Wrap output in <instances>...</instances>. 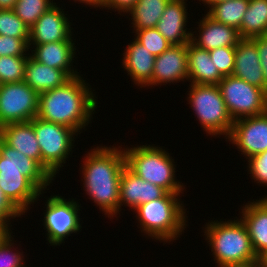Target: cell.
I'll list each match as a JSON object with an SVG mask.
<instances>
[{
    "label": "cell",
    "mask_w": 267,
    "mask_h": 267,
    "mask_svg": "<svg viewBox=\"0 0 267 267\" xmlns=\"http://www.w3.org/2000/svg\"><path fill=\"white\" fill-rule=\"evenodd\" d=\"M170 0H138L128 12L133 31L156 27Z\"/></svg>",
    "instance_id": "4316f807"
},
{
    "label": "cell",
    "mask_w": 267,
    "mask_h": 267,
    "mask_svg": "<svg viewBox=\"0 0 267 267\" xmlns=\"http://www.w3.org/2000/svg\"><path fill=\"white\" fill-rule=\"evenodd\" d=\"M241 39L267 35V0H250L238 31Z\"/></svg>",
    "instance_id": "484cf974"
},
{
    "label": "cell",
    "mask_w": 267,
    "mask_h": 267,
    "mask_svg": "<svg viewBox=\"0 0 267 267\" xmlns=\"http://www.w3.org/2000/svg\"><path fill=\"white\" fill-rule=\"evenodd\" d=\"M265 264L266 262L263 259H257L245 263L221 265L218 267H263Z\"/></svg>",
    "instance_id": "ab89813d"
},
{
    "label": "cell",
    "mask_w": 267,
    "mask_h": 267,
    "mask_svg": "<svg viewBox=\"0 0 267 267\" xmlns=\"http://www.w3.org/2000/svg\"><path fill=\"white\" fill-rule=\"evenodd\" d=\"M71 77L61 69H54L34 60L30 55L26 60L24 82L38 94L64 85Z\"/></svg>",
    "instance_id": "cb8c5ba5"
},
{
    "label": "cell",
    "mask_w": 267,
    "mask_h": 267,
    "mask_svg": "<svg viewBox=\"0 0 267 267\" xmlns=\"http://www.w3.org/2000/svg\"><path fill=\"white\" fill-rule=\"evenodd\" d=\"M132 41L125 47L122 66L135 85L140 88L151 86L155 56L135 38Z\"/></svg>",
    "instance_id": "ffe728a7"
},
{
    "label": "cell",
    "mask_w": 267,
    "mask_h": 267,
    "mask_svg": "<svg viewBox=\"0 0 267 267\" xmlns=\"http://www.w3.org/2000/svg\"><path fill=\"white\" fill-rule=\"evenodd\" d=\"M228 141L246 159L267 150V112L234 121Z\"/></svg>",
    "instance_id": "8fae6325"
},
{
    "label": "cell",
    "mask_w": 267,
    "mask_h": 267,
    "mask_svg": "<svg viewBox=\"0 0 267 267\" xmlns=\"http://www.w3.org/2000/svg\"><path fill=\"white\" fill-rule=\"evenodd\" d=\"M27 58L28 56H0V82H22Z\"/></svg>",
    "instance_id": "f546056e"
},
{
    "label": "cell",
    "mask_w": 267,
    "mask_h": 267,
    "mask_svg": "<svg viewBox=\"0 0 267 267\" xmlns=\"http://www.w3.org/2000/svg\"><path fill=\"white\" fill-rule=\"evenodd\" d=\"M82 78L72 77L64 85L39 94L37 117L80 134L92 120L98 104L91 86Z\"/></svg>",
    "instance_id": "7a4b0ae2"
},
{
    "label": "cell",
    "mask_w": 267,
    "mask_h": 267,
    "mask_svg": "<svg viewBox=\"0 0 267 267\" xmlns=\"http://www.w3.org/2000/svg\"><path fill=\"white\" fill-rule=\"evenodd\" d=\"M28 49L29 39L0 35V56H29L30 51Z\"/></svg>",
    "instance_id": "836d02e7"
},
{
    "label": "cell",
    "mask_w": 267,
    "mask_h": 267,
    "mask_svg": "<svg viewBox=\"0 0 267 267\" xmlns=\"http://www.w3.org/2000/svg\"><path fill=\"white\" fill-rule=\"evenodd\" d=\"M209 54L223 77L232 75L235 66V46L219 47L209 51Z\"/></svg>",
    "instance_id": "d6a6232c"
},
{
    "label": "cell",
    "mask_w": 267,
    "mask_h": 267,
    "mask_svg": "<svg viewBox=\"0 0 267 267\" xmlns=\"http://www.w3.org/2000/svg\"><path fill=\"white\" fill-rule=\"evenodd\" d=\"M232 75L266 91L257 46L251 39H241L235 46V66Z\"/></svg>",
    "instance_id": "44dd1931"
},
{
    "label": "cell",
    "mask_w": 267,
    "mask_h": 267,
    "mask_svg": "<svg viewBox=\"0 0 267 267\" xmlns=\"http://www.w3.org/2000/svg\"><path fill=\"white\" fill-rule=\"evenodd\" d=\"M9 227V224L0 222V245L12 235Z\"/></svg>",
    "instance_id": "60d3db41"
},
{
    "label": "cell",
    "mask_w": 267,
    "mask_h": 267,
    "mask_svg": "<svg viewBox=\"0 0 267 267\" xmlns=\"http://www.w3.org/2000/svg\"><path fill=\"white\" fill-rule=\"evenodd\" d=\"M0 172L21 173L42 193L55 180L36 160L23 155L0 139Z\"/></svg>",
    "instance_id": "7c38bea8"
},
{
    "label": "cell",
    "mask_w": 267,
    "mask_h": 267,
    "mask_svg": "<svg viewBox=\"0 0 267 267\" xmlns=\"http://www.w3.org/2000/svg\"><path fill=\"white\" fill-rule=\"evenodd\" d=\"M2 126L0 125V139H1Z\"/></svg>",
    "instance_id": "f6af8a7d"
},
{
    "label": "cell",
    "mask_w": 267,
    "mask_h": 267,
    "mask_svg": "<svg viewBox=\"0 0 267 267\" xmlns=\"http://www.w3.org/2000/svg\"><path fill=\"white\" fill-rule=\"evenodd\" d=\"M75 47L74 41L29 44V49H33H30L32 52L30 56L34 60L51 68L64 70L71 78L79 75V72L71 67L75 60L73 59L76 54Z\"/></svg>",
    "instance_id": "ac0fdd59"
},
{
    "label": "cell",
    "mask_w": 267,
    "mask_h": 267,
    "mask_svg": "<svg viewBox=\"0 0 267 267\" xmlns=\"http://www.w3.org/2000/svg\"><path fill=\"white\" fill-rule=\"evenodd\" d=\"M0 188L7 198L24 214L38 201L42 192L21 173L0 172Z\"/></svg>",
    "instance_id": "7402d4cb"
},
{
    "label": "cell",
    "mask_w": 267,
    "mask_h": 267,
    "mask_svg": "<svg viewBox=\"0 0 267 267\" xmlns=\"http://www.w3.org/2000/svg\"><path fill=\"white\" fill-rule=\"evenodd\" d=\"M204 237L217 266L245 263L259 259L252 247L247 228L241 219L209 221Z\"/></svg>",
    "instance_id": "277c9868"
},
{
    "label": "cell",
    "mask_w": 267,
    "mask_h": 267,
    "mask_svg": "<svg viewBox=\"0 0 267 267\" xmlns=\"http://www.w3.org/2000/svg\"><path fill=\"white\" fill-rule=\"evenodd\" d=\"M30 123L39 143L42 167L56 179V174L71 155L75 146V135L78 134L69 127L42 120L37 116Z\"/></svg>",
    "instance_id": "52a82bcc"
},
{
    "label": "cell",
    "mask_w": 267,
    "mask_h": 267,
    "mask_svg": "<svg viewBox=\"0 0 267 267\" xmlns=\"http://www.w3.org/2000/svg\"><path fill=\"white\" fill-rule=\"evenodd\" d=\"M250 0H229L213 5L207 14L215 21L240 30Z\"/></svg>",
    "instance_id": "83f0119b"
},
{
    "label": "cell",
    "mask_w": 267,
    "mask_h": 267,
    "mask_svg": "<svg viewBox=\"0 0 267 267\" xmlns=\"http://www.w3.org/2000/svg\"><path fill=\"white\" fill-rule=\"evenodd\" d=\"M251 40L257 46V51L259 54L260 64L265 78L267 92V35L253 37L251 38Z\"/></svg>",
    "instance_id": "74e56055"
},
{
    "label": "cell",
    "mask_w": 267,
    "mask_h": 267,
    "mask_svg": "<svg viewBox=\"0 0 267 267\" xmlns=\"http://www.w3.org/2000/svg\"><path fill=\"white\" fill-rule=\"evenodd\" d=\"M249 202L242 207L240 219L247 228L256 256L265 260L267 258V195Z\"/></svg>",
    "instance_id": "9a60e30c"
},
{
    "label": "cell",
    "mask_w": 267,
    "mask_h": 267,
    "mask_svg": "<svg viewBox=\"0 0 267 267\" xmlns=\"http://www.w3.org/2000/svg\"><path fill=\"white\" fill-rule=\"evenodd\" d=\"M74 2H80V3H83V4H87V5H90L89 7H95V8H100V5H101V0H74Z\"/></svg>",
    "instance_id": "7bdbcfd3"
},
{
    "label": "cell",
    "mask_w": 267,
    "mask_h": 267,
    "mask_svg": "<svg viewBox=\"0 0 267 267\" xmlns=\"http://www.w3.org/2000/svg\"><path fill=\"white\" fill-rule=\"evenodd\" d=\"M228 113L233 121L267 112V92L234 75L218 84Z\"/></svg>",
    "instance_id": "ba28073f"
},
{
    "label": "cell",
    "mask_w": 267,
    "mask_h": 267,
    "mask_svg": "<svg viewBox=\"0 0 267 267\" xmlns=\"http://www.w3.org/2000/svg\"><path fill=\"white\" fill-rule=\"evenodd\" d=\"M188 104L199 120L203 130L211 136H229L233 119L226 108L218 85H189Z\"/></svg>",
    "instance_id": "8992f818"
},
{
    "label": "cell",
    "mask_w": 267,
    "mask_h": 267,
    "mask_svg": "<svg viewBox=\"0 0 267 267\" xmlns=\"http://www.w3.org/2000/svg\"><path fill=\"white\" fill-rule=\"evenodd\" d=\"M17 0H0L1 10H13Z\"/></svg>",
    "instance_id": "b9f144b4"
},
{
    "label": "cell",
    "mask_w": 267,
    "mask_h": 267,
    "mask_svg": "<svg viewBox=\"0 0 267 267\" xmlns=\"http://www.w3.org/2000/svg\"><path fill=\"white\" fill-rule=\"evenodd\" d=\"M187 0H170L165 7L156 29L172 45L188 44L191 41L192 31H187L188 12Z\"/></svg>",
    "instance_id": "e0dca14e"
},
{
    "label": "cell",
    "mask_w": 267,
    "mask_h": 267,
    "mask_svg": "<svg viewBox=\"0 0 267 267\" xmlns=\"http://www.w3.org/2000/svg\"><path fill=\"white\" fill-rule=\"evenodd\" d=\"M248 174L258 185L267 186V150L250 157L248 160Z\"/></svg>",
    "instance_id": "d590c367"
},
{
    "label": "cell",
    "mask_w": 267,
    "mask_h": 267,
    "mask_svg": "<svg viewBox=\"0 0 267 267\" xmlns=\"http://www.w3.org/2000/svg\"><path fill=\"white\" fill-rule=\"evenodd\" d=\"M126 167L144 181L163 188L166 192L182 194L184 184L175 180L173 157L159 146L137 145L123 149ZM175 165V166H174Z\"/></svg>",
    "instance_id": "5b68a950"
},
{
    "label": "cell",
    "mask_w": 267,
    "mask_h": 267,
    "mask_svg": "<svg viewBox=\"0 0 267 267\" xmlns=\"http://www.w3.org/2000/svg\"><path fill=\"white\" fill-rule=\"evenodd\" d=\"M0 35L29 39V28L16 15L14 10L0 9Z\"/></svg>",
    "instance_id": "4dcf8cb0"
},
{
    "label": "cell",
    "mask_w": 267,
    "mask_h": 267,
    "mask_svg": "<svg viewBox=\"0 0 267 267\" xmlns=\"http://www.w3.org/2000/svg\"><path fill=\"white\" fill-rule=\"evenodd\" d=\"M80 205L74 198L67 201L58 195L50 196L47 199L46 212H44V221L42 220V222L47 231V241L51 246H60L65 238L81 231Z\"/></svg>",
    "instance_id": "9c48e42d"
},
{
    "label": "cell",
    "mask_w": 267,
    "mask_h": 267,
    "mask_svg": "<svg viewBox=\"0 0 267 267\" xmlns=\"http://www.w3.org/2000/svg\"><path fill=\"white\" fill-rule=\"evenodd\" d=\"M91 149L82 161L81 181L89 199L111 219L119 214L120 177L126 166L124 151L114 145Z\"/></svg>",
    "instance_id": "6da1fadb"
},
{
    "label": "cell",
    "mask_w": 267,
    "mask_h": 267,
    "mask_svg": "<svg viewBox=\"0 0 267 267\" xmlns=\"http://www.w3.org/2000/svg\"><path fill=\"white\" fill-rule=\"evenodd\" d=\"M1 139L10 147L42 166L41 151L30 122L10 123L2 126Z\"/></svg>",
    "instance_id": "603a6c76"
},
{
    "label": "cell",
    "mask_w": 267,
    "mask_h": 267,
    "mask_svg": "<svg viewBox=\"0 0 267 267\" xmlns=\"http://www.w3.org/2000/svg\"><path fill=\"white\" fill-rule=\"evenodd\" d=\"M55 4L53 0H17L13 10L30 29Z\"/></svg>",
    "instance_id": "f1b7e54d"
},
{
    "label": "cell",
    "mask_w": 267,
    "mask_h": 267,
    "mask_svg": "<svg viewBox=\"0 0 267 267\" xmlns=\"http://www.w3.org/2000/svg\"><path fill=\"white\" fill-rule=\"evenodd\" d=\"M198 24L199 35L194 36L192 32L191 42L201 49L211 51L219 47L236 46L241 40L236 29L215 21L207 13Z\"/></svg>",
    "instance_id": "d6986e66"
},
{
    "label": "cell",
    "mask_w": 267,
    "mask_h": 267,
    "mask_svg": "<svg viewBox=\"0 0 267 267\" xmlns=\"http://www.w3.org/2000/svg\"><path fill=\"white\" fill-rule=\"evenodd\" d=\"M165 193L163 188L144 181L125 166L120 177L119 215L123 205L134 210L143 203L161 198Z\"/></svg>",
    "instance_id": "2e32d148"
},
{
    "label": "cell",
    "mask_w": 267,
    "mask_h": 267,
    "mask_svg": "<svg viewBox=\"0 0 267 267\" xmlns=\"http://www.w3.org/2000/svg\"><path fill=\"white\" fill-rule=\"evenodd\" d=\"M39 94L24 81L0 87V125L30 122L38 113Z\"/></svg>",
    "instance_id": "30bf717a"
},
{
    "label": "cell",
    "mask_w": 267,
    "mask_h": 267,
    "mask_svg": "<svg viewBox=\"0 0 267 267\" xmlns=\"http://www.w3.org/2000/svg\"><path fill=\"white\" fill-rule=\"evenodd\" d=\"M185 80L188 81L187 44L171 45L162 54L155 57L152 86L179 83Z\"/></svg>",
    "instance_id": "5bb4252c"
},
{
    "label": "cell",
    "mask_w": 267,
    "mask_h": 267,
    "mask_svg": "<svg viewBox=\"0 0 267 267\" xmlns=\"http://www.w3.org/2000/svg\"><path fill=\"white\" fill-rule=\"evenodd\" d=\"M188 81L191 84L218 85L224 78L212 62L209 51L201 49L191 41L187 44Z\"/></svg>",
    "instance_id": "d4e9b609"
},
{
    "label": "cell",
    "mask_w": 267,
    "mask_h": 267,
    "mask_svg": "<svg viewBox=\"0 0 267 267\" xmlns=\"http://www.w3.org/2000/svg\"><path fill=\"white\" fill-rule=\"evenodd\" d=\"M64 9L56 4L46 11L29 29V44L73 41L72 28Z\"/></svg>",
    "instance_id": "4fadbf2b"
},
{
    "label": "cell",
    "mask_w": 267,
    "mask_h": 267,
    "mask_svg": "<svg viewBox=\"0 0 267 267\" xmlns=\"http://www.w3.org/2000/svg\"><path fill=\"white\" fill-rule=\"evenodd\" d=\"M200 2L202 1V3L204 4L203 6H205L206 4L208 5L207 7L211 8L213 5L219 3V2H223V1H229V0H199Z\"/></svg>",
    "instance_id": "ee69618b"
},
{
    "label": "cell",
    "mask_w": 267,
    "mask_h": 267,
    "mask_svg": "<svg viewBox=\"0 0 267 267\" xmlns=\"http://www.w3.org/2000/svg\"><path fill=\"white\" fill-rule=\"evenodd\" d=\"M137 2L138 0H101L100 7L102 9L107 8L108 10L111 8L114 9L115 12L117 10L121 15L122 12L123 14H127Z\"/></svg>",
    "instance_id": "f35d334b"
},
{
    "label": "cell",
    "mask_w": 267,
    "mask_h": 267,
    "mask_svg": "<svg viewBox=\"0 0 267 267\" xmlns=\"http://www.w3.org/2000/svg\"><path fill=\"white\" fill-rule=\"evenodd\" d=\"M132 33L135 34V39L147 50L150 51L155 57L162 54L167 50L172 44H170L164 36H162L159 31L154 28H147L142 30H136Z\"/></svg>",
    "instance_id": "1f68e13d"
},
{
    "label": "cell",
    "mask_w": 267,
    "mask_h": 267,
    "mask_svg": "<svg viewBox=\"0 0 267 267\" xmlns=\"http://www.w3.org/2000/svg\"><path fill=\"white\" fill-rule=\"evenodd\" d=\"M13 239L11 235L0 245V267H27L24 266L23 253L14 248Z\"/></svg>",
    "instance_id": "e575fe53"
},
{
    "label": "cell",
    "mask_w": 267,
    "mask_h": 267,
    "mask_svg": "<svg viewBox=\"0 0 267 267\" xmlns=\"http://www.w3.org/2000/svg\"><path fill=\"white\" fill-rule=\"evenodd\" d=\"M180 197V194L166 192L161 198L137 206L134 212L137 213L135 217L141 233L164 244L180 237L188 217Z\"/></svg>",
    "instance_id": "3957f363"
},
{
    "label": "cell",
    "mask_w": 267,
    "mask_h": 267,
    "mask_svg": "<svg viewBox=\"0 0 267 267\" xmlns=\"http://www.w3.org/2000/svg\"><path fill=\"white\" fill-rule=\"evenodd\" d=\"M21 215L24 214L7 198L0 188V222L10 225V220L21 217Z\"/></svg>",
    "instance_id": "8d00e7d4"
}]
</instances>
